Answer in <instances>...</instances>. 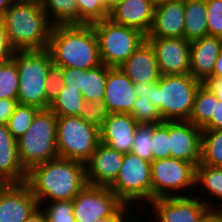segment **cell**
Segmentation results:
<instances>
[{
    "label": "cell",
    "instance_id": "47",
    "mask_svg": "<svg viewBox=\"0 0 222 222\" xmlns=\"http://www.w3.org/2000/svg\"><path fill=\"white\" fill-rule=\"evenodd\" d=\"M199 222H222V213L216 208H208Z\"/></svg>",
    "mask_w": 222,
    "mask_h": 222
},
{
    "label": "cell",
    "instance_id": "7",
    "mask_svg": "<svg viewBox=\"0 0 222 222\" xmlns=\"http://www.w3.org/2000/svg\"><path fill=\"white\" fill-rule=\"evenodd\" d=\"M91 25L97 36L101 63L108 67L121 66L146 40L140 30L117 24L110 18Z\"/></svg>",
    "mask_w": 222,
    "mask_h": 222
},
{
    "label": "cell",
    "instance_id": "8",
    "mask_svg": "<svg viewBox=\"0 0 222 222\" xmlns=\"http://www.w3.org/2000/svg\"><path fill=\"white\" fill-rule=\"evenodd\" d=\"M100 141V129L80 116H57V150L61 158L86 163Z\"/></svg>",
    "mask_w": 222,
    "mask_h": 222
},
{
    "label": "cell",
    "instance_id": "40",
    "mask_svg": "<svg viewBox=\"0 0 222 222\" xmlns=\"http://www.w3.org/2000/svg\"><path fill=\"white\" fill-rule=\"evenodd\" d=\"M62 67L51 65L47 72L46 98L51 103L63 89Z\"/></svg>",
    "mask_w": 222,
    "mask_h": 222
},
{
    "label": "cell",
    "instance_id": "19",
    "mask_svg": "<svg viewBox=\"0 0 222 222\" xmlns=\"http://www.w3.org/2000/svg\"><path fill=\"white\" fill-rule=\"evenodd\" d=\"M155 5L154 0H123L110 9L109 18L147 36L153 24Z\"/></svg>",
    "mask_w": 222,
    "mask_h": 222
},
{
    "label": "cell",
    "instance_id": "11",
    "mask_svg": "<svg viewBox=\"0 0 222 222\" xmlns=\"http://www.w3.org/2000/svg\"><path fill=\"white\" fill-rule=\"evenodd\" d=\"M76 222L113 217L125 204L106 186L87 184L72 200Z\"/></svg>",
    "mask_w": 222,
    "mask_h": 222
},
{
    "label": "cell",
    "instance_id": "3",
    "mask_svg": "<svg viewBox=\"0 0 222 222\" xmlns=\"http://www.w3.org/2000/svg\"><path fill=\"white\" fill-rule=\"evenodd\" d=\"M7 39L14 50H45L53 24L40 0H15L3 17Z\"/></svg>",
    "mask_w": 222,
    "mask_h": 222
},
{
    "label": "cell",
    "instance_id": "43",
    "mask_svg": "<svg viewBox=\"0 0 222 222\" xmlns=\"http://www.w3.org/2000/svg\"><path fill=\"white\" fill-rule=\"evenodd\" d=\"M17 104V99H0V125L7 124Z\"/></svg>",
    "mask_w": 222,
    "mask_h": 222
},
{
    "label": "cell",
    "instance_id": "45",
    "mask_svg": "<svg viewBox=\"0 0 222 222\" xmlns=\"http://www.w3.org/2000/svg\"><path fill=\"white\" fill-rule=\"evenodd\" d=\"M216 96V98L222 101V77H209L204 83Z\"/></svg>",
    "mask_w": 222,
    "mask_h": 222
},
{
    "label": "cell",
    "instance_id": "49",
    "mask_svg": "<svg viewBox=\"0 0 222 222\" xmlns=\"http://www.w3.org/2000/svg\"><path fill=\"white\" fill-rule=\"evenodd\" d=\"M25 222H47L44 211L39 207L35 210Z\"/></svg>",
    "mask_w": 222,
    "mask_h": 222
},
{
    "label": "cell",
    "instance_id": "10",
    "mask_svg": "<svg viewBox=\"0 0 222 222\" xmlns=\"http://www.w3.org/2000/svg\"><path fill=\"white\" fill-rule=\"evenodd\" d=\"M151 175L152 200L192 195V193L189 194L190 192H186V194L184 192L185 190H192L191 187L195 188L196 185V167L192 163L173 157L153 160L151 162ZM180 191H183V193H180Z\"/></svg>",
    "mask_w": 222,
    "mask_h": 222
},
{
    "label": "cell",
    "instance_id": "17",
    "mask_svg": "<svg viewBox=\"0 0 222 222\" xmlns=\"http://www.w3.org/2000/svg\"><path fill=\"white\" fill-rule=\"evenodd\" d=\"M184 20V1H158L153 24L146 38H184Z\"/></svg>",
    "mask_w": 222,
    "mask_h": 222
},
{
    "label": "cell",
    "instance_id": "29",
    "mask_svg": "<svg viewBox=\"0 0 222 222\" xmlns=\"http://www.w3.org/2000/svg\"><path fill=\"white\" fill-rule=\"evenodd\" d=\"M201 164L222 167V129L202 131Z\"/></svg>",
    "mask_w": 222,
    "mask_h": 222
},
{
    "label": "cell",
    "instance_id": "27",
    "mask_svg": "<svg viewBox=\"0 0 222 222\" xmlns=\"http://www.w3.org/2000/svg\"><path fill=\"white\" fill-rule=\"evenodd\" d=\"M217 102L215 94L202 83L196 92L188 121L202 129L211 120Z\"/></svg>",
    "mask_w": 222,
    "mask_h": 222
},
{
    "label": "cell",
    "instance_id": "53",
    "mask_svg": "<svg viewBox=\"0 0 222 222\" xmlns=\"http://www.w3.org/2000/svg\"><path fill=\"white\" fill-rule=\"evenodd\" d=\"M121 1H123V0H105L109 9H111L113 6H115L117 3L121 2Z\"/></svg>",
    "mask_w": 222,
    "mask_h": 222
},
{
    "label": "cell",
    "instance_id": "31",
    "mask_svg": "<svg viewBox=\"0 0 222 222\" xmlns=\"http://www.w3.org/2000/svg\"><path fill=\"white\" fill-rule=\"evenodd\" d=\"M40 111L39 108L18 103L14 113L7 122V128L17 140L22 137L31 126L34 117Z\"/></svg>",
    "mask_w": 222,
    "mask_h": 222
},
{
    "label": "cell",
    "instance_id": "30",
    "mask_svg": "<svg viewBox=\"0 0 222 222\" xmlns=\"http://www.w3.org/2000/svg\"><path fill=\"white\" fill-rule=\"evenodd\" d=\"M195 184L201 187L202 193L207 192L222 202V167L199 164L196 167ZM207 190V191H205Z\"/></svg>",
    "mask_w": 222,
    "mask_h": 222
},
{
    "label": "cell",
    "instance_id": "32",
    "mask_svg": "<svg viewBox=\"0 0 222 222\" xmlns=\"http://www.w3.org/2000/svg\"><path fill=\"white\" fill-rule=\"evenodd\" d=\"M19 88V72L15 61L0 64V99H17Z\"/></svg>",
    "mask_w": 222,
    "mask_h": 222
},
{
    "label": "cell",
    "instance_id": "28",
    "mask_svg": "<svg viewBox=\"0 0 222 222\" xmlns=\"http://www.w3.org/2000/svg\"><path fill=\"white\" fill-rule=\"evenodd\" d=\"M85 102L79 89L64 86L49 109L57 116H80Z\"/></svg>",
    "mask_w": 222,
    "mask_h": 222
},
{
    "label": "cell",
    "instance_id": "33",
    "mask_svg": "<svg viewBox=\"0 0 222 222\" xmlns=\"http://www.w3.org/2000/svg\"><path fill=\"white\" fill-rule=\"evenodd\" d=\"M78 24H92L109 18L110 9L105 0H76Z\"/></svg>",
    "mask_w": 222,
    "mask_h": 222
},
{
    "label": "cell",
    "instance_id": "18",
    "mask_svg": "<svg viewBox=\"0 0 222 222\" xmlns=\"http://www.w3.org/2000/svg\"><path fill=\"white\" fill-rule=\"evenodd\" d=\"M137 125L129 113H110L100 128V141L113 150L130 153Z\"/></svg>",
    "mask_w": 222,
    "mask_h": 222
},
{
    "label": "cell",
    "instance_id": "54",
    "mask_svg": "<svg viewBox=\"0 0 222 222\" xmlns=\"http://www.w3.org/2000/svg\"><path fill=\"white\" fill-rule=\"evenodd\" d=\"M215 205H217V206H218V208H217V209H218V210H219V211L222 213V205H218V204H216V203H215Z\"/></svg>",
    "mask_w": 222,
    "mask_h": 222
},
{
    "label": "cell",
    "instance_id": "20",
    "mask_svg": "<svg viewBox=\"0 0 222 222\" xmlns=\"http://www.w3.org/2000/svg\"><path fill=\"white\" fill-rule=\"evenodd\" d=\"M134 83L119 67L107 66L104 102L110 113H130L136 99Z\"/></svg>",
    "mask_w": 222,
    "mask_h": 222
},
{
    "label": "cell",
    "instance_id": "25",
    "mask_svg": "<svg viewBox=\"0 0 222 222\" xmlns=\"http://www.w3.org/2000/svg\"><path fill=\"white\" fill-rule=\"evenodd\" d=\"M107 81V66L100 65L84 70L81 93L87 102L101 101L104 98Z\"/></svg>",
    "mask_w": 222,
    "mask_h": 222
},
{
    "label": "cell",
    "instance_id": "14",
    "mask_svg": "<svg viewBox=\"0 0 222 222\" xmlns=\"http://www.w3.org/2000/svg\"><path fill=\"white\" fill-rule=\"evenodd\" d=\"M202 129L190 121H169L171 157L192 163H201Z\"/></svg>",
    "mask_w": 222,
    "mask_h": 222
},
{
    "label": "cell",
    "instance_id": "1",
    "mask_svg": "<svg viewBox=\"0 0 222 222\" xmlns=\"http://www.w3.org/2000/svg\"><path fill=\"white\" fill-rule=\"evenodd\" d=\"M25 183L39 205L49 200H73L88 184L85 164L61 157L31 168Z\"/></svg>",
    "mask_w": 222,
    "mask_h": 222
},
{
    "label": "cell",
    "instance_id": "35",
    "mask_svg": "<svg viewBox=\"0 0 222 222\" xmlns=\"http://www.w3.org/2000/svg\"><path fill=\"white\" fill-rule=\"evenodd\" d=\"M137 123H162V117L159 110L153 104L151 99L136 97L132 104V110L129 113Z\"/></svg>",
    "mask_w": 222,
    "mask_h": 222
},
{
    "label": "cell",
    "instance_id": "42",
    "mask_svg": "<svg viewBox=\"0 0 222 222\" xmlns=\"http://www.w3.org/2000/svg\"><path fill=\"white\" fill-rule=\"evenodd\" d=\"M14 49L7 39L6 26L3 19H0V64L10 60Z\"/></svg>",
    "mask_w": 222,
    "mask_h": 222
},
{
    "label": "cell",
    "instance_id": "15",
    "mask_svg": "<svg viewBox=\"0 0 222 222\" xmlns=\"http://www.w3.org/2000/svg\"><path fill=\"white\" fill-rule=\"evenodd\" d=\"M39 208L37 198L24 183H10L0 191V222H25Z\"/></svg>",
    "mask_w": 222,
    "mask_h": 222
},
{
    "label": "cell",
    "instance_id": "23",
    "mask_svg": "<svg viewBox=\"0 0 222 222\" xmlns=\"http://www.w3.org/2000/svg\"><path fill=\"white\" fill-rule=\"evenodd\" d=\"M0 173L10 183H24L27 178V171L19 159L17 140L7 125H0Z\"/></svg>",
    "mask_w": 222,
    "mask_h": 222
},
{
    "label": "cell",
    "instance_id": "51",
    "mask_svg": "<svg viewBox=\"0 0 222 222\" xmlns=\"http://www.w3.org/2000/svg\"><path fill=\"white\" fill-rule=\"evenodd\" d=\"M15 0H0V19H3L6 10L13 4Z\"/></svg>",
    "mask_w": 222,
    "mask_h": 222
},
{
    "label": "cell",
    "instance_id": "4",
    "mask_svg": "<svg viewBox=\"0 0 222 222\" xmlns=\"http://www.w3.org/2000/svg\"><path fill=\"white\" fill-rule=\"evenodd\" d=\"M202 82L190 73L161 75L151 87V101L163 121H188L193 110L195 95Z\"/></svg>",
    "mask_w": 222,
    "mask_h": 222
},
{
    "label": "cell",
    "instance_id": "55",
    "mask_svg": "<svg viewBox=\"0 0 222 222\" xmlns=\"http://www.w3.org/2000/svg\"><path fill=\"white\" fill-rule=\"evenodd\" d=\"M127 216H128V218L126 217L122 222H132V221H130V220L128 221V219H130V218H129V215H127ZM137 222H138V221H137Z\"/></svg>",
    "mask_w": 222,
    "mask_h": 222
},
{
    "label": "cell",
    "instance_id": "48",
    "mask_svg": "<svg viewBox=\"0 0 222 222\" xmlns=\"http://www.w3.org/2000/svg\"><path fill=\"white\" fill-rule=\"evenodd\" d=\"M128 207V205H124L113 217L99 218L95 222H122L126 218L125 213L129 212Z\"/></svg>",
    "mask_w": 222,
    "mask_h": 222
},
{
    "label": "cell",
    "instance_id": "13",
    "mask_svg": "<svg viewBox=\"0 0 222 222\" xmlns=\"http://www.w3.org/2000/svg\"><path fill=\"white\" fill-rule=\"evenodd\" d=\"M153 48L161 75L190 73V42L185 38H146Z\"/></svg>",
    "mask_w": 222,
    "mask_h": 222
},
{
    "label": "cell",
    "instance_id": "50",
    "mask_svg": "<svg viewBox=\"0 0 222 222\" xmlns=\"http://www.w3.org/2000/svg\"><path fill=\"white\" fill-rule=\"evenodd\" d=\"M213 77H222V50L220 51L218 58L214 65Z\"/></svg>",
    "mask_w": 222,
    "mask_h": 222
},
{
    "label": "cell",
    "instance_id": "37",
    "mask_svg": "<svg viewBox=\"0 0 222 222\" xmlns=\"http://www.w3.org/2000/svg\"><path fill=\"white\" fill-rule=\"evenodd\" d=\"M153 160H160L171 157L169 121H163L153 127L152 138Z\"/></svg>",
    "mask_w": 222,
    "mask_h": 222
},
{
    "label": "cell",
    "instance_id": "9",
    "mask_svg": "<svg viewBox=\"0 0 222 222\" xmlns=\"http://www.w3.org/2000/svg\"><path fill=\"white\" fill-rule=\"evenodd\" d=\"M109 188L125 204H137V201H152L151 162L133 153H125L123 163L116 180Z\"/></svg>",
    "mask_w": 222,
    "mask_h": 222
},
{
    "label": "cell",
    "instance_id": "24",
    "mask_svg": "<svg viewBox=\"0 0 222 222\" xmlns=\"http://www.w3.org/2000/svg\"><path fill=\"white\" fill-rule=\"evenodd\" d=\"M184 15V38L187 41L208 35L206 0H185Z\"/></svg>",
    "mask_w": 222,
    "mask_h": 222
},
{
    "label": "cell",
    "instance_id": "21",
    "mask_svg": "<svg viewBox=\"0 0 222 222\" xmlns=\"http://www.w3.org/2000/svg\"><path fill=\"white\" fill-rule=\"evenodd\" d=\"M221 50V37L207 35L190 42V74L204 83L212 76Z\"/></svg>",
    "mask_w": 222,
    "mask_h": 222
},
{
    "label": "cell",
    "instance_id": "39",
    "mask_svg": "<svg viewBox=\"0 0 222 222\" xmlns=\"http://www.w3.org/2000/svg\"><path fill=\"white\" fill-rule=\"evenodd\" d=\"M208 35L222 38V0H206Z\"/></svg>",
    "mask_w": 222,
    "mask_h": 222
},
{
    "label": "cell",
    "instance_id": "38",
    "mask_svg": "<svg viewBox=\"0 0 222 222\" xmlns=\"http://www.w3.org/2000/svg\"><path fill=\"white\" fill-rule=\"evenodd\" d=\"M109 115L110 112L104 100L94 102L86 101L81 110L80 117H82L87 123L100 129Z\"/></svg>",
    "mask_w": 222,
    "mask_h": 222
},
{
    "label": "cell",
    "instance_id": "52",
    "mask_svg": "<svg viewBox=\"0 0 222 222\" xmlns=\"http://www.w3.org/2000/svg\"><path fill=\"white\" fill-rule=\"evenodd\" d=\"M10 182L0 173V191L5 189Z\"/></svg>",
    "mask_w": 222,
    "mask_h": 222
},
{
    "label": "cell",
    "instance_id": "36",
    "mask_svg": "<svg viewBox=\"0 0 222 222\" xmlns=\"http://www.w3.org/2000/svg\"><path fill=\"white\" fill-rule=\"evenodd\" d=\"M44 204L39 205V207L44 211L47 222H76L72 200H55L51 201L50 204L49 202H44Z\"/></svg>",
    "mask_w": 222,
    "mask_h": 222
},
{
    "label": "cell",
    "instance_id": "6",
    "mask_svg": "<svg viewBox=\"0 0 222 222\" xmlns=\"http://www.w3.org/2000/svg\"><path fill=\"white\" fill-rule=\"evenodd\" d=\"M18 155L28 172L36 165L53 160L57 150V115L50 109L40 110L25 134L17 139Z\"/></svg>",
    "mask_w": 222,
    "mask_h": 222
},
{
    "label": "cell",
    "instance_id": "44",
    "mask_svg": "<svg viewBox=\"0 0 222 222\" xmlns=\"http://www.w3.org/2000/svg\"><path fill=\"white\" fill-rule=\"evenodd\" d=\"M222 129V101L218 100L211 120L202 128V130H218Z\"/></svg>",
    "mask_w": 222,
    "mask_h": 222
},
{
    "label": "cell",
    "instance_id": "5",
    "mask_svg": "<svg viewBox=\"0 0 222 222\" xmlns=\"http://www.w3.org/2000/svg\"><path fill=\"white\" fill-rule=\"evenodd\" d=\"M12 59L19 72L17 101L40 110L49 109L46 98L47 72L53 64L51 53L45 50H14Z\"/></svg>",
    "mask_w": 222,
    "mask_h": 222
},
{
    "label": "cell",
    "instance_id": "12",
    "mask_svg": "<svg viewBox=\"0 0 222 222\" xmlns=\"http://www.w3.org/2000/svg\"><path fill=\"white\" fill-rule=\"evenodd\" d=\"M193 196H174L152 200L156 222H199L208 208H216L211 200Z\"/></svg>",
    "mask_w": 222,
    "mask_h": 222
},
{
    "label": "cell",
    "instance_id": "46",
    "mask_svg": "<svg viewBox=\"0 0 222 222\" xmlns=\"http://www.w3.org/2000/svg\"><path fill=\"white\" fill-rule=\"evenodd\" d=\"M157 82H140L134 84V90L137 97H142L146 99H151V87Z\"/></svg>",
    "mask_w": 222,
    "mask_h": 222
},
{
    "label": "cell",
    "instance_id": "26",
    "mask_svg": "<svg viewBox=\"0 0 222 222\" xmlns=\"http://www.w3.org/2000/svg\"><path fill=\"white\" fill-rule=\"evenodd\" d=\"M53 25L78 24V7L76 0H40Z\"/></svg>",
    "mask_w": 222,
    "mask_h": 222
},
{
    "label": "cell",
    "instance_id": "41",
    "mask_svg": "<svg viewBox=\"0 0 222 222\" xmlns=\"http://www.w3.org/2000/svg\"><path fill=\"white\" fill-rule=\"evenodd\" d=\"M62 74L64 86L81 90L83 82V69L62 68Z\"/></svg>",
    "mask_w": 222,
    "mask_h": 222
},
{
    "label": "cell",
    "instance_id": "34",
    "mask_svg": "<svg viewBox=\"0 0 222 222\" xmlns=\"http://www.w3.org/2000/svg\"><path fill=\"white\" fill-rule=\"evenodd\" d=\"M154 123H138L134 135V142L131 153L141 157L142 159L152 162V138Z\"/></svg>",
    "mask_w": 222,
    "mask_h": 222
},
{
    "label": "cell",
    "instance_id": "2",
    "mask_svg": "<svg viewBox=\"0 0 222 222\" xmlns=\"http://www.w3.org/2000/svg\"><path fill=\"white\" fill-rule=\"evenodd\" d=\"M48 50L53 64L62 68L87 70L101 64L91 24L53 25Z\"/></svg>",
    "mask_w": 222,
    "mask_h": 222
},
{
    "label": "cell",
    "instance_id": "22",
    "mask_svg": "<svg viewBox=\"0 0 222 222\" xmlns=\"http://www.w3.org/2000/svg\"><path fill=\"white\" fill-rule=\"evenodd\" d=\"M119 68L134 84L158 82L161 77L155 52L147 40Z\"/></svg>",
    "mask_w": 222,
    "mask_h": 222
},
{
    "label": "cell",
    "instance_id": "16",
    "mask_svg": "<svg viewBox=\"0 0 222 222\" xmlns=\"http://www.w3.org/2000/svg\"><path fill=\"white\" fill-rule=\"evenodd\" d=\"M123 158L124 153L100 143L85 163L88 184L109 187L117 178Z\"/></svg>",
    "mask_w": 222,
    "mask_h": 222
}]
</instances>
